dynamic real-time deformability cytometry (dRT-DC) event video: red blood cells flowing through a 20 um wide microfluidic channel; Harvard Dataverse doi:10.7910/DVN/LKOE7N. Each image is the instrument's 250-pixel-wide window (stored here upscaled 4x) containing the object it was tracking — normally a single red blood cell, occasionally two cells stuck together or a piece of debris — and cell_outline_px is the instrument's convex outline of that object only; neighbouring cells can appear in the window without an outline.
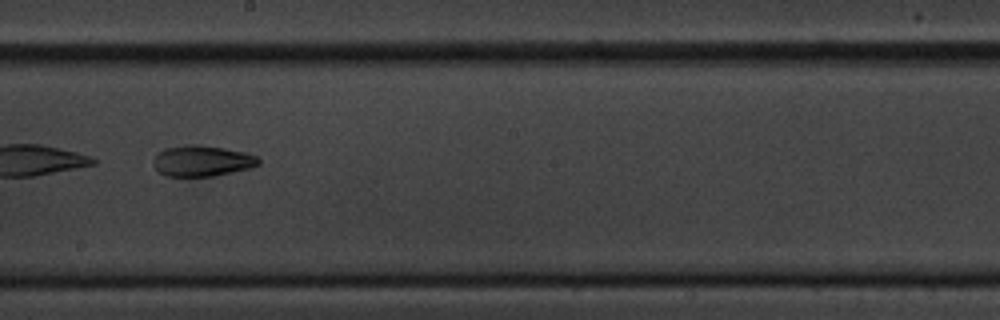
{"species": "common noctule bat (a hibernating species)", "species_latin": "Nyctalus noctula", "temperature_condition": "cold", "stored_images_in_passage": 37, "camera_frame_rate_fps": 3000, "um_per_image_px": 0.085, "animal": {"sex": "male", "body_mass_g": 20.1, "forearm_length_mm": 53.5}, "frame": {"image": 1, "passage_image": 16, "time_ms": 5.0, "image_size_px": [1000, 320], "cell_outline_px": [[260, 164], [248, 168], [216, 176], [168, 176], [160, 172], [152, 164], [152, 160], [156, 152], [164, 148], [184, 144], [200, 144], [224, 148], [244, 152], [256, 156], [260, 160]], "centroid_in_image_um": [17.13, 13.66], "position_along_channel_um": 231.1, "area_um2": 19.13}, "authors_computed_cell_mechanics": {"area_um2": 19.1318, "velocity_mm_per_s": 3.5241, "shape_relaxation_time_tau1_ms": 5.3635, "shape_relaxation_time_tau2_ms": null, "deformation_change_tau1": 0.1497, "deformation_change_tau2": null}}